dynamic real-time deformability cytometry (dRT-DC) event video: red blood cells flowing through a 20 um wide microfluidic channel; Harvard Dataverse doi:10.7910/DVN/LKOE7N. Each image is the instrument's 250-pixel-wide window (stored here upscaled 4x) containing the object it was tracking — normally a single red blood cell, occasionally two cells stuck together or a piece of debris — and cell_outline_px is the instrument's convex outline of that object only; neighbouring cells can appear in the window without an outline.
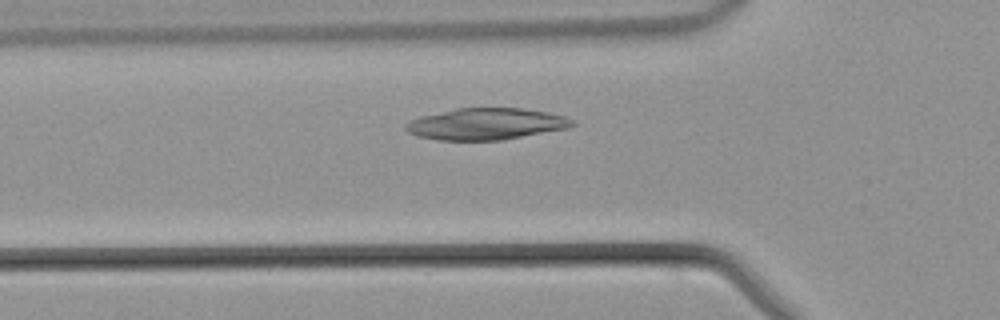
{"species": "common noctule bat (a hibernating species)", "species_latin": "Nyctalus noctula", "temperature_condition": "warm", "stored_images_in_passage": 40, "camera_frame_rate_fps": 3000, "um_per_image_px": 0.085, "animal": {"sex": "male", "body_mass_g": 21.5, "forearm_length_mm": 52.0}, "frame": {"image": 1, "passage_image": 10, "time_ms": 3.0, "image_size_px": [1000, 320], "cell_outline_px": [[576, 124], [568, 128], [504, 140], [440, 140], [420, 136], [408, 132], [404, 128], [404, 124], [420, 116], [456, 108], [524, 108], [548, 112], [564, 116], [572, 120]], "centroid_in_image_um": [41.33, 10.53], "position_along_channel_um": 84.5, "area_um2": 30.63}}
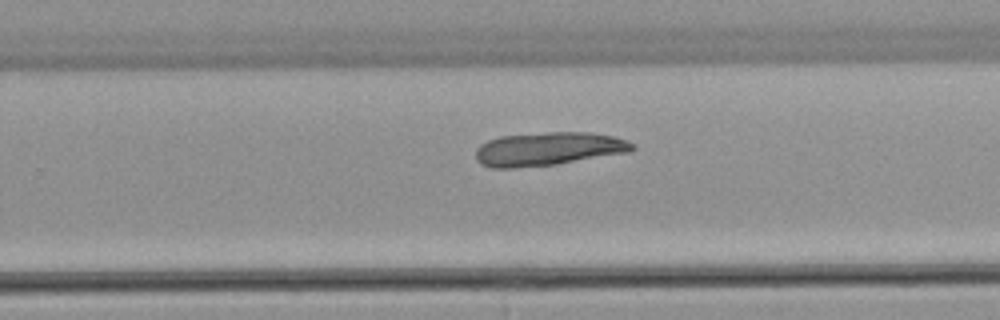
{"frame": {"image": 2, "passage_image": 23, "time_ms": 7.333, "image_size_px": [1000, 320], "cell_outline_px": [[636, 148], [632, 152], [556, 164], [512, 168], [492, 168], [480, 164], [476, 160], [476, 148], [480, 144], [488, 140], [500, 136], [548, 132], [588, 132], [612, 136], [636, 144]], "centroid_in_image_um": [46.61, 12.66], "position_along_channel_um": 283.2, "area_um2": 30.69}}
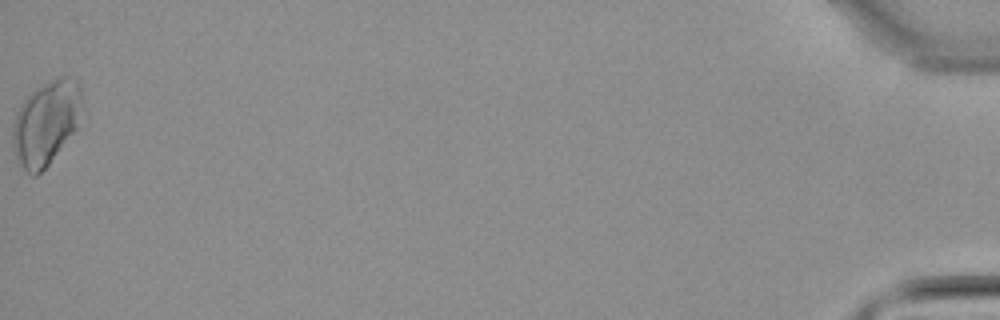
{"frame": {"image": 3, "passage_image": 40, "time_ms": 13.0, "image_size_px": [1000, 320], "cell_outline_px": [[80, 104], [76, 128], [48, 164], [36, 176], [32, 176], [24, 168], [12, 148], [12, 128], [16, 112], [20, 104], [36, 88], [60, 76], [68, 76], [76, 80], [80, 84]], "centroid_in_image_um": [3.87, 10.42], "position_along_channel_um": 431.3, "area_um2": 33.18}}